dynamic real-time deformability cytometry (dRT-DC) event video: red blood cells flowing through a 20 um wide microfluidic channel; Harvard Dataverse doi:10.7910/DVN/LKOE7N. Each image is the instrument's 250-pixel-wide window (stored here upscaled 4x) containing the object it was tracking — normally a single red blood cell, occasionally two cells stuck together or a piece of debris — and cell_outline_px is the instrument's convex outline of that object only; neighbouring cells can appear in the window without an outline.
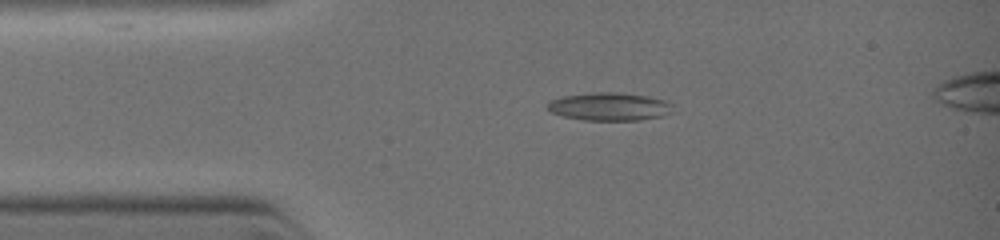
{"species": "common noctule bat (a hibernating species)", "species_latin": "Nyctalus noctula", "temperature_condition": "warm", "stored_images_in_passage": 5, "camera_frame_rate_fps": 3000, "um_per_image_px": 0.085, "animal": {"sex": "female", "body_mass_g": 19.0, "forearm_length_mm": 51.5}, "frame": {"image": 1, "passage_image": 1, "time_ms": 0.0, "image_size_px": [1000, 240], "cell_outline_px": [[672, 112], [660, 116], [640, 120], [580, 120], [560, 116], [548, 112], [544, 108], [552, 100], [564, 96], [592, 92], [616, 92], [644, 96], [664, 100], [672, 104]], "centroid_in_image_um": [51.72, 9.07], "position_along_channel_um": 33.3, "area_um2": 20.52}}
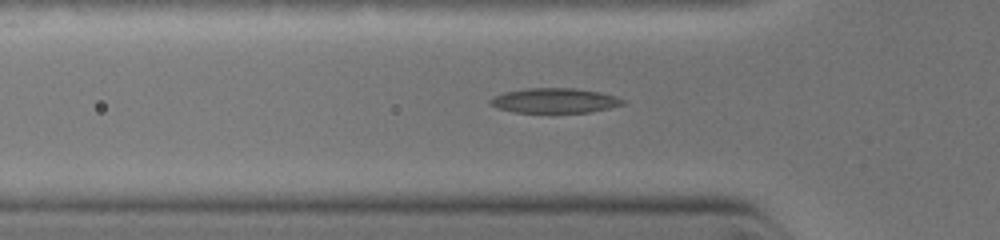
{"frame": {"image": 2, "passage_image": 4, "time_ms": 1.333, "image_size_px": [1000, 240], "cell_outline_px": [[624, 104], [608, 108], [588, 112], [516, 112], [496, 108], [488, 104], [488, 100], [492, 96], [504, 92], [528, 88], [576, 88], [600, 92], [616, 96], [624, 100]], "centroid_in_image_um": [47.09, 8.54], "position_along_channel_um": 78.7, "area_um2": 19.19}}